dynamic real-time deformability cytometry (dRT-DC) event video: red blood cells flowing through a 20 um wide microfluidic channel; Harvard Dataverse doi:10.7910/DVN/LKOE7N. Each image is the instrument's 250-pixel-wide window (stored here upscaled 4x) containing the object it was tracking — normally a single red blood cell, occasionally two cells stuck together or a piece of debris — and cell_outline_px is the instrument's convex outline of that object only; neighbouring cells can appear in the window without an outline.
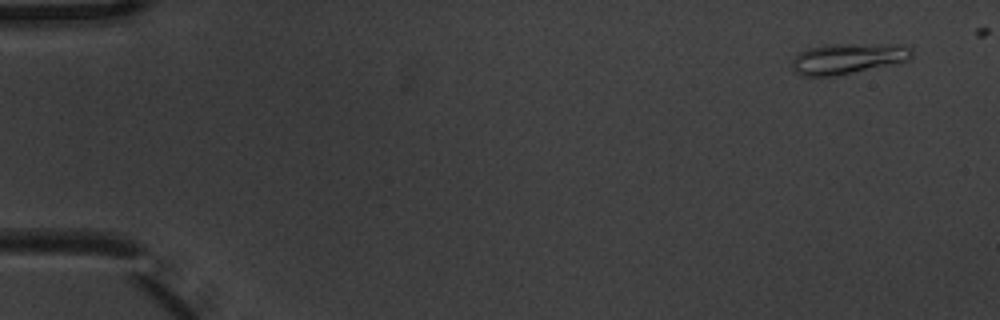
{"species": "common noctule bat (a hibernating species)", "species_latin": "Nyctalus noctula", "temperature_condition": "warm", "stored_images_in_passage": 5, "camera_frame_rate_fps": 3000, "um_per_image_px": 0.085, "animal": {"sex": "male", "body_mass_g": 20.1, "forearm_length_mm": 53.5}, "frame": {"image": 1, "passage_image": 1, "time_ms": 0.0, "image_size_px": [1000, 320], "cell_outline_px": [[912, 56], [908, 60], [836, 76], [800, 76], [792, 68], [792, 60], [800, 52], [808, 48], [828, 44], [892, 44], [912, 48]], "centroid_in_image_um": [72.02, 4.97], "position_along_channel_um": 13.0, "area_um2": 21.21}}
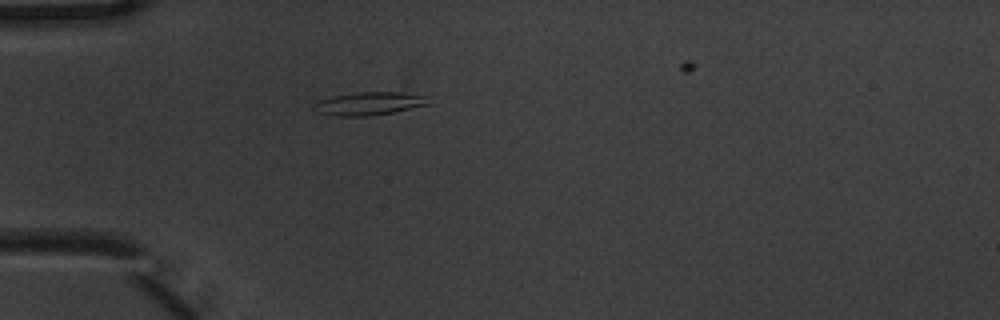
{"frame": {"image": 2, "passage_image": 4, "time_ms": 1.0, "image_size_px": [1000, 320], "cell_outline_px": [[436, 104], [392, 112], [368, 116], [332, 116], [316, 112], [312, 108], [312, 104], [320, 100], [336, 96], [360, 92], [400, 92], [424, 96]], "centroid_in_image_um": [31.41, 8.82], "position_along_channel_um": 53.6, "area_um2": 15.55}}